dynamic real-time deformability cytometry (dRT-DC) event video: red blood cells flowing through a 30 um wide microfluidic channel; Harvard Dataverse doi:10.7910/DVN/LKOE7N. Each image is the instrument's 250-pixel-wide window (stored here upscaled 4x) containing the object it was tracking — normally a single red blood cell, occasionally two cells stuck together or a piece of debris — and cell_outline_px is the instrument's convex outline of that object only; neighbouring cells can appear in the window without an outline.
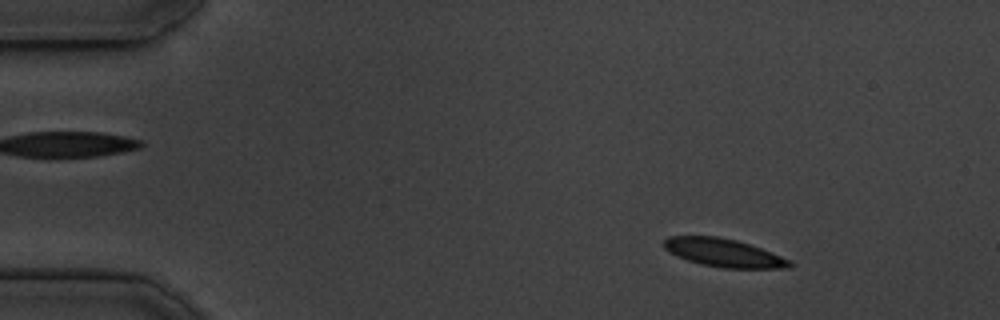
{"species": "common noctule bat (a hibernating species)", "species_latin": "Nyctalus noctula", "temperature_condition": "cold", "stored_images_in_passage": 54, "camera_frame_rate_fps": 3000, "um_per_image_px": 0.085, "animal": {"sex": "male", "body_mass_g": 19.5, "forearm_length_mm": 54.6}, "frame": {"image": 1, "passage_image": 7, "time_ms": 2.0, "image_size_px": [1000, 320], "cell_outline_px": [[796, 264], [788, 268], [720, 268], [688, 260], [676, 256], [664, 248], [664, 240], [668, 236], [716, 236], [736, 240], [760, 248], [792, 260]], "centroid_in_image_um": [61.54, 21.49], "position_along_channel_um": 23.5, "area_um2": 20.58}}
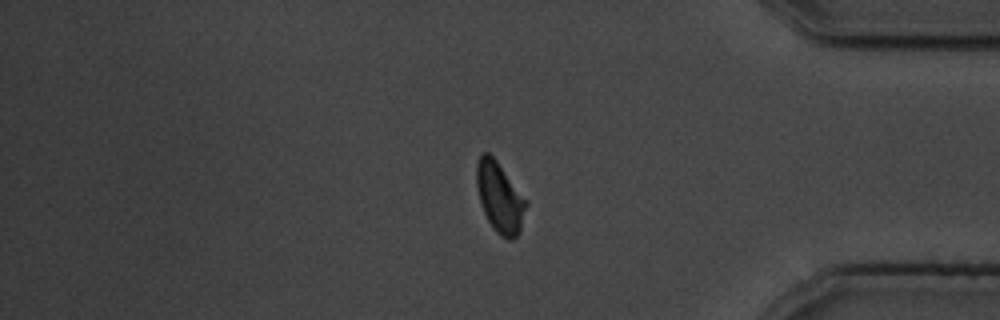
{"frame": {"image": 2, "passage_image": 45, "time_ms": 14.667, "image_size_px": [1000, 320], "cell_outline_px": [[528, 204], [520, 232], [512, 240], [508, 240], [500, 236], [492, 228], [484, 212], [480, 200], [476, 184], [476, 164], [480, 156], [484, 152], [488, 152], [496, 160], [528, 200]], "centroid_in_image_um": [42.5, 16.8], "position_along_channel_um": 392.7, "area_um2": 20.46}}
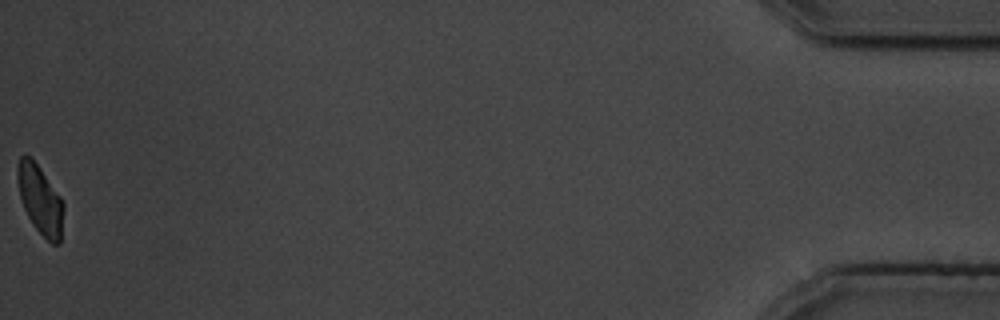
{"frame": {"image": 3, "passage_image": 54, "time_ms": 17.667, "image_size_px": [1000, 320], "cell_outline_px": [[64, 208], [60, 244], [52, 244], [32, 224], [24, 208], [20, 196], [16, 180], [16, 168], [20, 156], [28, 156], [40, 168], [60, 196], [64, 204]], "centroid_in_image_um": [3.41, 16.98], "position_along_channel_um": 431.8, "area_um2": 18.38}, "authors_computed_cell_mechanics": {"area_um2": 21.0392, "velocity_mm_per_s": 3.7051, "shape_relaxation_time_tau1_ms": 2.467, "shape_relaxation_time_tau2_ms": 1.7691, "deformation_change_tau1": 0.0884, "deformation_change_tau2": 0.0671}}